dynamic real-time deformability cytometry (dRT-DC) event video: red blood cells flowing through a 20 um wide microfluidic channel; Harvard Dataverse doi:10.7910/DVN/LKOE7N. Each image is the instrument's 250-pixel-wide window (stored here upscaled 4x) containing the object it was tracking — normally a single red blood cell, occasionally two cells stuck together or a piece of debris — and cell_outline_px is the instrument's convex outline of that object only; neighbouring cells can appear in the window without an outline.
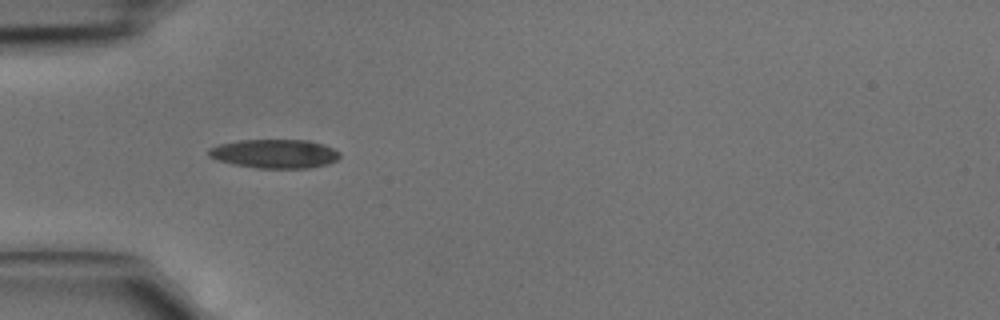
{"species": "common noctule bat (a hibernating species)", "species_latin": "Nyctalus noctula", "temperature_condition": "cold", "stored_images_in_passage": 5, "camera_frame_rate_fps": 3000, "um_per_image_px": 0.085, "animal": {"sex": "male", "body_mass_g": 15.6}, "frame": {"image": 1, "passage_image": 4, "time_ms": 1.0, "image_size_px": [1000, 320], "cell_outline_px": [[340, 156], [336, 160], [328, 164], [308, 168], [256, 168], [216, 160], [208, 156], [208, 148], [220, 144], [240, 140], [308, 140], [324, 144], [340, 152]], "centroid_in_image_um": [23.35, 13.06], "position_along_channel_um": 61.7, "area_um2": 22.08}}